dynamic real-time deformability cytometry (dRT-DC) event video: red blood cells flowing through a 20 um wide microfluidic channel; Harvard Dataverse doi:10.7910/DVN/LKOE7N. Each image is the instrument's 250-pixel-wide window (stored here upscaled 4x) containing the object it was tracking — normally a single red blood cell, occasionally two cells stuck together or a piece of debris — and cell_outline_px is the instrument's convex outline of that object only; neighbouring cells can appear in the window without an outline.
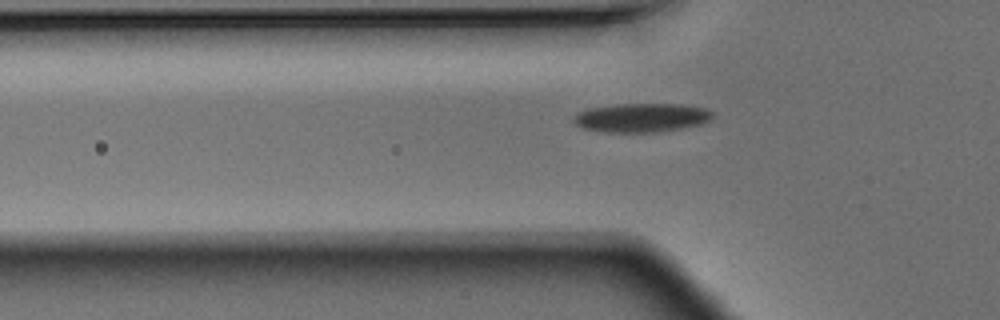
{"species": "Egyptian fruit bat (a non-hibernating species)", "species_latin": "Rousettus aegyptiacus", "temperature_condition": "warm", "stored_images_in_passage": 30, "camera_frame_rate_fps": 3000, "um_per_image_px": 0.085, "animal": {"sex": "male"}, "frame": {"image": 1, "passage_image": 2, "time_ms": 0.333, "image_size_px": [1000, 320], "cell_outline_px": [[716, 116], [712, 120], [700, 124], [680, 128], [656, 132], [600, 132], [580, 128], [572, 120], [572, 116], [576, 112], [588, 108], [616, 104], [680, 104], [704, 108], [716, 112]], "centroid_in_image_um": [54.51, 10.0], "position_along_channel_um": 71.3, "area_um2": 23.81}}
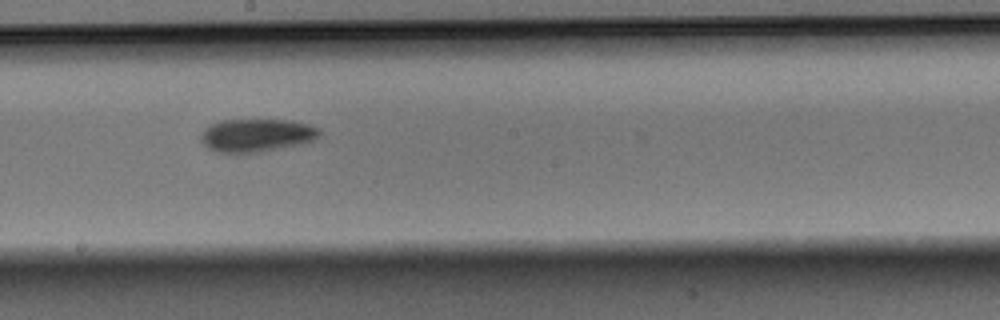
{"frame": {"image": 2, "passage_image": 13, "time_ms": 4.0, "image_size_px": [1000, 320], "cell_outline_px": [[320, 136], [316, 140], [304, 144], [260, 152], [216, 152], [208, 148], [200, 140], [200, 136], [204, 128], [220, 120], [292, 120], [308, 124], [320, 128]], "centroid_in_image_um": [21.85, 11.5], "position_along_channel_um": 226.3, "area_um2": 23.06}}
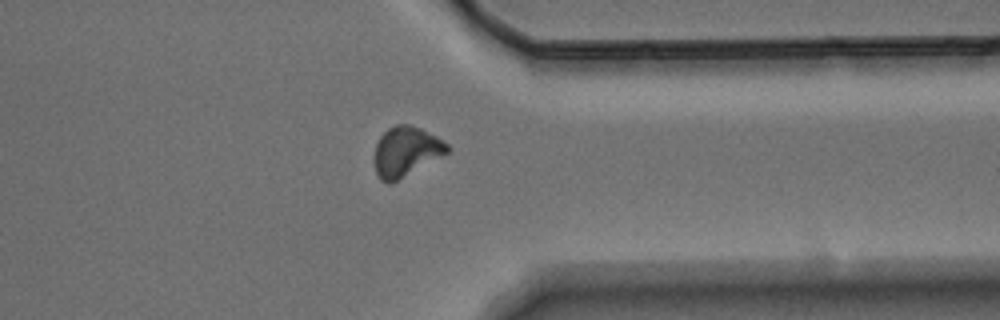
{"frame": {"image": 3, "passage_image": 24, "time_ms": 7.667, "image_size_px": [1000, 320], "cell_outline_px": [[452, 148], [448, 152], [392, 184], [388, 184], [380, 180], [376, 172], [372, 156], [376, 144], [380, 136], [388, 128], [396, 124], [408, 124], [420, 128], [436, 136], [448, 144]], "centroid_in_image_um": [34.47, 12.89], "position_along_channel_um": 376.9, "area_um2": 21.39}}